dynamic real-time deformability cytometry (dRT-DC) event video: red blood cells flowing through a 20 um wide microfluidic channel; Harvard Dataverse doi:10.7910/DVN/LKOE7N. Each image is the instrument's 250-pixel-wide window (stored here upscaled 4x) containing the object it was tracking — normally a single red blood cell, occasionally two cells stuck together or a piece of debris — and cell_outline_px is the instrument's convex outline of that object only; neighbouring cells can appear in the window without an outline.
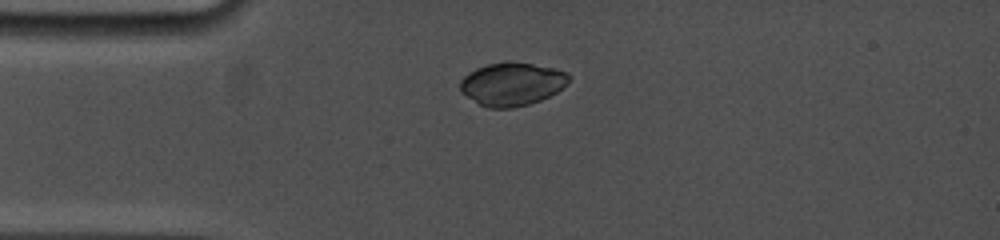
{"species": "common noctule bat (a hibernating species)", "species_latin": "Nyctalus noctula", "temperature_condition": "cold", "stored_images_in_passage": 30, "camera_frame_rate_fps": 5000, "um_per_image_px": 0.085, "animal": {"sex": "female", "body_mass_g": 19.0, "forearm_length_mm": 53.3}, "frame": {"image": 1, "passage_image": 4, "time_ms": 1.2, "image_size_px": [1000, 240], "cell_outline_px": [[572, 76], [568, 84], [556, 92], [540, 100], [528, 104], [512, 108], [488, 108], [480, 104], [460, 92], [460, 80], [468, 72], [476, 68], [488, 64], [532, 64], [552, 68], [568, 72]], "centroid_in_image_um": [43.53, 7.17], "position_along_channel_um": 41.5, "area_um2": 26.88}}
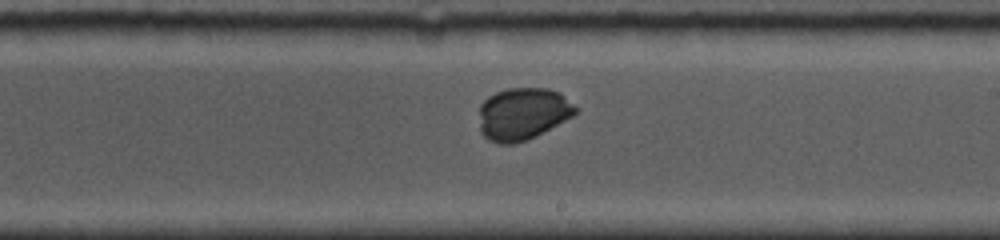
{"frame": {"image": 2, "passage_image": 18, "time_ms": 7.2, "image_size_px": [1000, 240], "cell_outline_px": [[580, 112], [536, 136], [528, 140], [512, 144], [500, 144], [488, 140], [480, 132], [480, 104], [488, 96], [496, 92], [508, 88], [548, 88], [560, 92]], "centroid_in_image_um": [44.43, 9.68], "position_along_channel_um": 244.6, "area_um2": 29.48}}
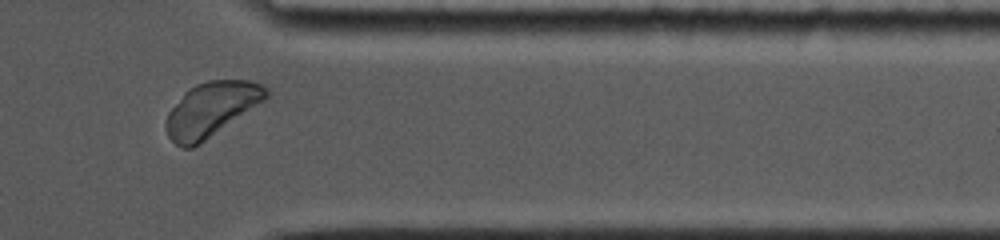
{"frame": {"image": 3, "passage_image": 28, "time_ms": 11.2, "image_size_px": [1000, 240], "cell_outline_px": [[272, 92], [264, 100], [200, 144], [192, 148], [184, 148], [176, 144], [168, 136], [164, 124], [168, 112], [184, 92], [188, 88], [196, 84], [208, 80], [252, 80], [264, 84]], "centroid_in_image_um": [17.96, 9.27], "position_along_channel_um": 393.4, "area_um2": 31.73}, "authors_computed_cell_mechanics": {"area_um2": 29.6514, "velocity_mm_per_s": 3.7282, "shape_relaxation_time_tau1_ms": 3.5014, "shape_relaxation_time_tau2_ms": null, "deformation_change_tau1": 0.198, "deformation_change_tau2": null}}